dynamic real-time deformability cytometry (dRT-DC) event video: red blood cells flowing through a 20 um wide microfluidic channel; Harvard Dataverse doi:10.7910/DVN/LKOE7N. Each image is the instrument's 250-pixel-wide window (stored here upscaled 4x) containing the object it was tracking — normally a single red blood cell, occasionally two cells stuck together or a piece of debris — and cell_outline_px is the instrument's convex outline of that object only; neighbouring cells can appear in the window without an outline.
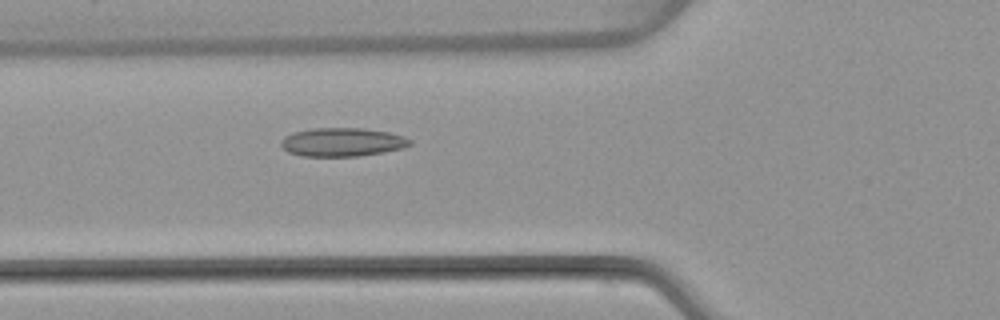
{"species": "common noctule bat (a hibernating species)", "species_latin": "Nyctalus noctula", "temperature_condition": "warm", "stored_images_in_passage": 5, "camera_frame_rate_fps": 3000, "um_per_image_px": 0.085, "animal": {"sex": "female", "body_mass_g": 22.7, "forearm_length_mm": 54.2}, "frame": {"image": 1, "passage_image": 5, "time_ms": 4.667, "image_size_px": [1000, 320], "cell_outline_px": [[412, 144], [404, 148], [356, 156], [304, 156], [288, 152], [280, 144], [280, 140], [284, 136], [292, 132], [312, 128], [364, 128], [388, 132], [404, 136], [412, 140]], "centroid_in_image_um": [29.08, 12.07], "position_along_channel_um": 96.7, "area_um2": 21.5}}